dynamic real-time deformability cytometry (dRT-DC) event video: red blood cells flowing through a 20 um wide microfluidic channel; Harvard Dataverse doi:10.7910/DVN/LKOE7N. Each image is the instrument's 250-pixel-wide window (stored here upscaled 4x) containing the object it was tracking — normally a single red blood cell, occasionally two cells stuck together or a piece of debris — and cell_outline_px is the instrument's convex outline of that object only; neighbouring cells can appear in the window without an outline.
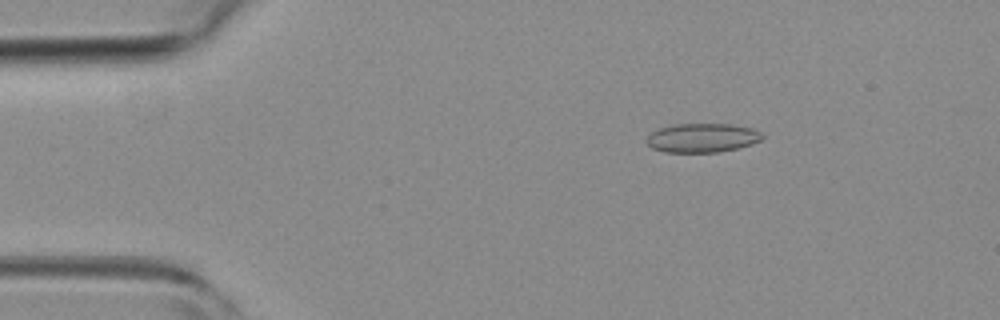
{"species": "common noctule bat (a hibernating species)", "species_latin": "Nyctalus noctula", "temperature_condition": "room temperature", "stored_images_in_passage": 46, "camera_frame_rate_fps": 3000, "um_per_image_px": 0.085, "animal": {"sex": "female", "body_mass_g": 19.3, "forearm_length_mm": 54.1}, "frame": {"image": 1, "passage_image": 7, "time_ms": 2.0, "image_size_px": [1000, 320], "cell_outline_px": [[764, 136], [760, 140], [752, 144], [740, 148], [716, 152], [664, 152], [652, 148], [644, 140], [652, 132], [660, 128], [672, 124], [732, 124], [752, 128], [760, 132]], "centroid_in_image_um": [59.69, 11.72], "position_along_channel_um": 25.3, "area_um2": 19.65}}
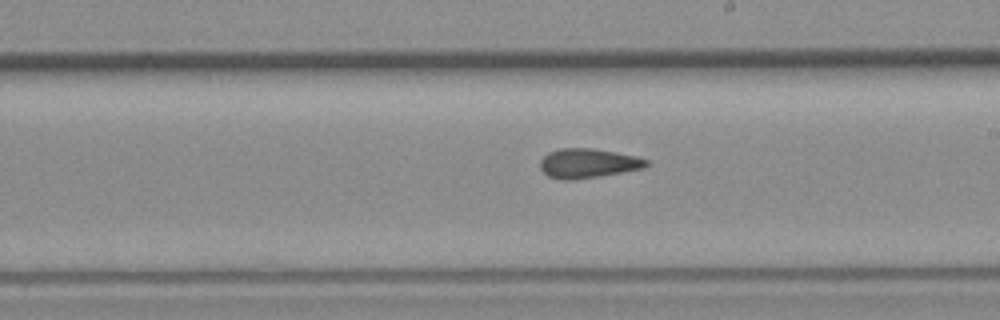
{"frame": {"image": 2, "passage_image": 26, "time_ms": 8.333, "image_size_px": [1000, 320], "cell_outline_px": [[648, 164], [644, 168], [600, 176], [572, 180], [560, 180], [548, 176], [540, 168], [540, 160], [548, 152], [560, 148], [592, 148], [636, 156], [648, 160]], "centroid_in_image_um": [49.95, 13.88], "position_along_channel_um": 239.0, "area_um2": 18.21}}
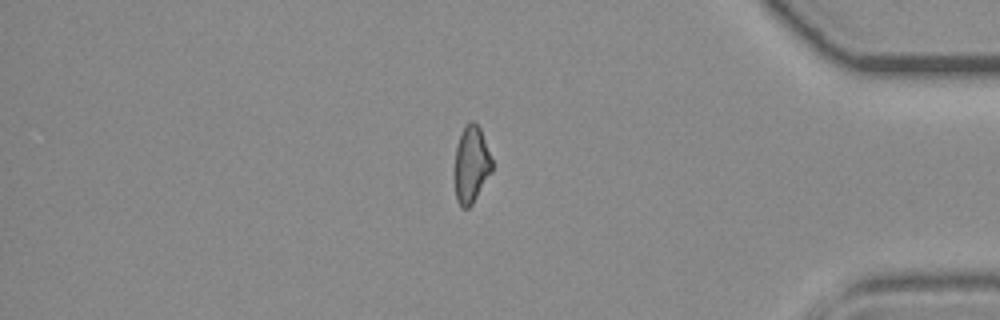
{"frame": {"image": 3, "passage_image": 39, "time_ms": 12.667, "image_size_px": [1000, 320], "cell_outline_px": [[492, 172], [472, 204], [468, 208], [460, 208], [456, 200], [456, 144], [464, 124], [468, 120], [472, 120], [480, 128], [492, 160]], "centroid_in_image_um": [40.06, 13.96], "position_along_channel_um": 395.1, "area_um2": 16.65}, "authors_computed_cell_mechanics": {"area_um2": 18.0047, "velocity_mm_per_s": 4.3735, "shape_relaxation_time_tau1_ms": null, "shape_relaxation_time_tau2_ms": 4.1928, "deformation_change_tau1": null, "deformation_change_tau2": 0.1267}}